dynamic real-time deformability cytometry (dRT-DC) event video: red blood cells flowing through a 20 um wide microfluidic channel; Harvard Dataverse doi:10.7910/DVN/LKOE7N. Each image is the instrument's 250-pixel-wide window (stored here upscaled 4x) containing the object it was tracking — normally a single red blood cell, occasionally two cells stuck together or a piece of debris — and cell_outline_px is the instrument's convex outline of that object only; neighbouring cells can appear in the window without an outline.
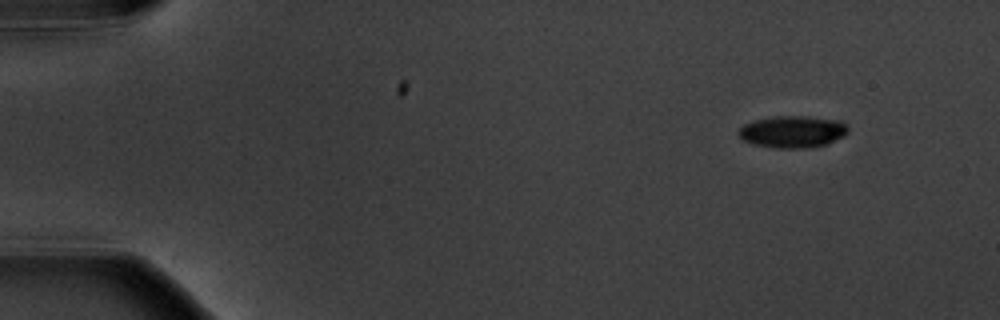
{"species": "common noctule bat (a hibernating species)", "species_latin": "Nyctalus noctula", "temperature_condition": "warm", "stored_images_in_passage": 5, "camera_frame_rate_fps": 3000, "um_per_image_px": 0.085, "animal": {"sex": "male", "body_mass_g": 20.1, "forearm_length_mm": 53.5}, "frame": {"image": 1, "passage_image": 1, "time_ms": 0.0, "image_size_px": [1000, 320], "cell_outline_px": [[848, 132], [844, 136], [828, 144], [812, 148], [776, 148], [752, 144], [744, 140], [736, 132], [744, 124], [752, 120], [772, 116], [808, 116], [844, 120], [848, 124]], "centroid_in_image_um": [67.41, 11.18], "position_along_channel_um": 17.6, "area_um2": 20.92}}
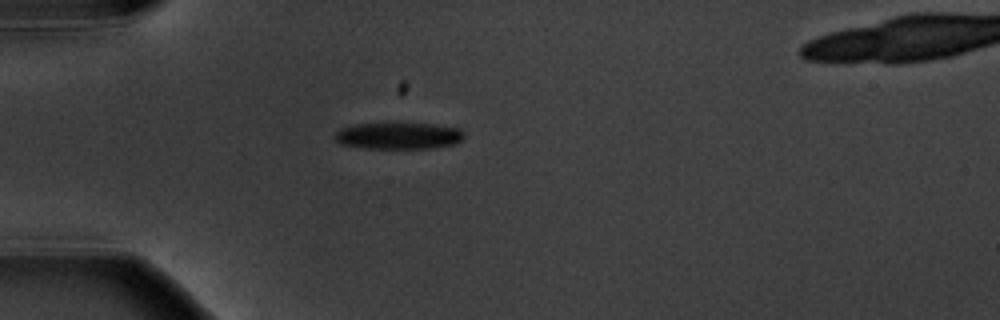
{"frame": {"image": 2, "passage_image": 4, "time_ms": 3.667, "image_size_px": [1000, 320], "cell_outline_px": [[464, 136], [460, 140], [452, 144], [428, 148], [364, 148], [340, 144], [332, 136], [340, 128], [352, 124], [392, 120], [432, 124], [460, 128], [464, 132]], "centroid_in_image_um": [33.79, 11.48], "position_along_channel_um": 51.2, "area_um2": 21.04}}